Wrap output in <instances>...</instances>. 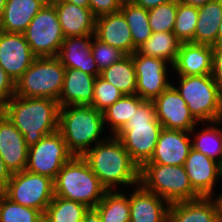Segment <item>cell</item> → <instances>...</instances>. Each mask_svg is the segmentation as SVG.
<instances>
[{
    "instance_id": "cell-5",
    "label": "cell",
    "mask_w": 222,
    "mask_h": 222,
    "mask_svg": "<svg viewBox=\"0 0 222 222\" xmlns=\"http://www.w3.org/2000/svg\"><path fill=\"white\" fill-rule=\"evenodd\" d=\"M107 190L82 156H73L54 180V195L94 208Z\"/></svg>"
},
{
    "instance_id": "cell-9",
    "label": "cell",
    "mask_w": 222,
    "mask_h": 222,
    "mask_svg": "<svg viewBox=\"0 0 222 222\" xmlns=\"http://www.w3.org/2000/svg\"><path fill=\"white\" fill-rule=\"evenodd\" d=\"M23 35L36 57H57L65 36L50 0L31 20Z\"/></svg>"
},
{
    "instance_id": "cell-47",
    "label": "cell",
    "mask_w": 222,
    "mask_h": 222,
    "mask_svg": "<svg viewBox=\"0 0 222 222\" xmlns=\"http://www.w3.org/2000/svg\"><path fill=\"white\" fill-rule=\"evenodd\" d=\"M50 1L69 2V3L77 5L78 7L90 8V4L88 0H50Z\"/></svg>"
},
{
    "instance_id": "cell-28",
    "label": "cell",
    "mask_w": 222,
    "mask_h": 222,
    "mask_svg": "<svg viewBox=\"0 0 222 222\" xmlns=\"http://www.w3.org/2000/svg\"><path fill=\"white\" fill-rule=\"evenodd\" d=\"M120 12L124 15L133 39V54L151 35L148 10L135 5L130 0H123Z\"/></svg>"
},
{
    "instance_id": "cell-27",
    "label": "cell",
    "mask_w": 222,
    "mask_h": 222,
    "mask_svg": "<svg viewBox=\"0 0 222 222\" xmlns=\"http://www.w3.org/2000/svg\"><path fill=\"white\" fill-rule=\"evenodd\" d=\"M181 42L173 32L152 33V35L136 50L144 56L161 58L174 65Z\"/></svg>"
},
{
    "instance_id": "cell-29",
    "label": "cell",
    "mask_w": 222,
    "mask_h": 222,
    "mask_svg": "<svg viewBox=\"0 0 222 222\" xmlns=\"http://www.w3.org/2000/svg\"><path fill=\"white\" fill-rule=\"evenodd\" d=\"M100 76L113 84L124 95L136 94V73L133 54L126 55L120 61L101 71Z\"/></svg>"
},
{
    "instance_id": "cell-48",
    "label": "cell",
    "mask_w": 222,
    "mask_h": 222,
    "mask_svg": "<svg viewBox=\"0 0 222 222\" xmlns=\"http://www.w3.org/2000/svg\"><path fill=\"white\" fill-rule=\"evenodd\" d=\"M217 45H222V20H221L220 26L218 28Z\"/></svg>"
},
{
    "instance_id": "cell-32",
    "label": "cell",
    "mask_w": 222,
    "mask_h": 222,
    "mask_svg": "<svg viewBox=\"0 0 222 222\" xmlns=\"http://www.w3.org/2000/svg\"><path fill=\"white\" fill-rule=\"evenodd\" d=\"M143 101L137 94L123 95L102 112L104 123H110L113 135H116L124 127Z\"/></svg>"
},
{
    "instance_id": "cell-41",
    "label": "cell",
    "mask_w": 222,
    "mask_h": 222,
    "mask_svg": "<svg viewBox=\"0 0 222 222\" xmlns=\"http://www.w3.org/2000/svg\"><path fill=\"white\" fill-rule=\"evenodd\" d=\"M212 77L222 97V45L212 46Z\"/></svg>"
},
{
    "instance_id": "cell-21",
    "label": "cell",
    "mask_w": 222,
    "mask_h": 222,
    "mask_svg": "<svg viewBox=\"0 0 222 222\" xmlns=\"http://www.w3.org/2000/svg\"><path fill=\"white\" fill-rule=\"evenodd\" d=\"M51 2L55 5L65 38L95 34L96 17L90 8L69 2Z\"/></svg>"
},
{
    "instance_id": "cell-12",
    "label": "cell",
    "mask_w": 222,
    "mask_h": 222,
    "mask_svg": "<svg viewBox=\"0 0 222 222\" xmlns=\"http://www.w3.org/2000/svg\"><path fill=\"white\" fill-rule=\"evenodd\" d=\"M136 73V94L146 101H154L172 84L167 81L168 64L161 58L133 54Z\"/></svg>"
},
{
    "instance_id": "cell-16",
    "label": "cell",
    "mask_w": 222,
    "mask_h": 222,
    "mask_svg": "<svg viewBox=\"0 0 222 222\" xmlns=\"http://www.w3.org/2000/svg\"><path fill=\"white\" fill-rule=\"evenodd\" d=\"M193 189L201 197H211L217 178L222 179V166L203 153L191 148L184 164Z\"/></svg>"
},
{
    "instance_id": "cell-4",
    "label": "cell",
    "mask_w": 222,
    "mask_h": 222,
    "mask_svg": "<svg viewBox=\"0 0 222 222\" xmlns=\"http://www.w3.org/2000/svg\"><path fill=\"white\" fill-rule=\"evenodd\" d=\"M162 129L156 118L153 101L144 100L115 136L122 142L131 159L141 168L151 159Z\"/></svg>"
},
{
    "instance_id": "cell-14",
    "label": "cell",
    "mask_w": 222,
    "mask_h": 222,
    "mask_svg": "<svg viewBox=\"0 0 222 222\" xmlns=\"http://www.w3.org/2000/svg\"><path fill=\"white\" fill-rule=\"evenodd\" d=\"M35 58L23 33L0 30V65L14 83L31 66Z\"/></svg>"
},
{
    "instance_id": "cell-25",
    "label": "cell",
    "mask_w": 222,
    "mask_h": 222,
    "mask_svg": "<svg viewBox=\"0 0 222 222\" xmlns=\"http://www.w3.org/2000/svg\"><path fill=\"white\" fill-rule=\"evenodd\" d=\"M216 219V208L211 197H199L169 205L168 222H215Z\"/></svg>"
},
{
    "instance_id": "cell-13",
    "label": "cell",
    "mask_w": 222,
    "mask_h": 222,
    "mask_svg": "<svg viewBox=\"0 0 222 222\" xmlns=\"http://www.w3.org/2000/svg\"><path fill=\"white\" fill-rule=\"evenodd\" d=\"M153 104L156 107V118L163 128L191 132L198 122L173 85L164 90Z\"/></svg>"
},
{
    "instance_id": "cell-22",
    "label": "cell",
    "mask_w": 222,
    "mask_h": 222,
    "mask_svg": "<svg viewBox=\"0 0 222 222\" xmlns=\"http://www.w3.org/2000/svg\"><path fill=\"white\" fill-rule=\"evenodd\" d=\"M99 40L133 54V39L124 15L119 11L96 18L95 34Z\"/></svg>"
},
{
    "instance_id": "cell-6",
    "label": "cell",
    "mask_w": 222,
    "mask_h": 222,
    "mask_svg": "<svg viewBox=\"0 0 222 222\" xmlns=\"http://www.w3.org/2000/svg\"><path fill=\"white\" fill-rule=\"evenodd\" d=\"M140 184L169 204L201 197L193 189L184 165L145 163L140 168Z\"/></svg>"
},
{
    "instance_id": "cell-50",
    "label": "cell",
    "mask_w": 222,
    "mask_h": 222,
    "mask_svg": "<svg viewBox=\"0 0 222 222\" xmlns=\"http://www.w3.org/2000/svg\"><path fill=\"white\" fill-rule=\"evenodd\" d=\"M215 222H222V220L219 219V218H217V219L215 220Z\"/></svg>"
},
{
    "instance_id": "cell-42",
    "label": "cell",
    "mask_w": 222,
    "mask_h": 222,
    "mask_svg": "<svg viewBox=\"0 0 222 222\" xmlns=\"http://www.w3.org/2000/svg\"><path fill=\"white\" fill-rule=\"evenodd\" d=\"M12 173L11 171L6 167L5 162L0 156V192L2 193L7 185L9 180L11 179Z\"/></svg>"
},
{
    "instance_id": "cell-34",
    "label": "cell",
    "mask_w": 222,
    "mask_h": 222,
    "mask_svg": "<svg viewBox=\"0 0 222 222\" xmlns=\"http://www.w3.org/2000/svg\"><path fill=\"white\" fill-rule=\"evenodd\" d=\"M198 8L177 0V13L173 33L181 43H194Z\"/></svg>"
},
{
    "instance_id": "cell-43",
    "label": "cell",
    "mask_w": 222,
    "mask_h": 222,
    "mask_svg": "<svg viewBox=\"0 0 222 222\" xmlns=\"http://www.w3.org/2000/svg\"><path fill=\"white\" fill-rule=\"evenodd\" d=\"M130 1H132L137 6L149 10L151 8L159 6L160 4L167 3L171 0H130Z\"/></svg>"
},
{
    "instance_id": "cell-31",
    "label": "cell",
    "mask_w": 222,
    "mask_h": 222,
    "mask_svg": "<svg viewBox=\"0 0 222 222\" xmlns=\"http://www.w3.org/2000/svg\"><path fill=\"white\" fill-rule=\"evenodd\" d=\"M89 210L85 204L54 195L43 215L44 222H82Z\"/></svg>"
},
{
    "instance_id": "cell-46",
    "label": "cell",
    "mask_w": 222,
    "mask_h": 222,
    "mask_svg": "<svg viewBox=\"0 0 222 222\" xmlns=\"http://www.w3.org/2000/svg\"><path fill=\"white\" fill-rule=\"evenodd\" d=\"M216 208L217 218L222 220V193L216 199H212Z\"/></svg>"
},
{
    "instance_id": "cell-3",
    "label": "cell",
    "mask_w": 222,
    "mask_h": 222,
    "mask_svg": "<svg viewBox=\"0 0 222 222\" xmlns=\"http://www.w3.org/2000/svg\"><path fill=\"white\" fill-rule=\"evenodd\" d=\"M104 125L103 113L91 105L60 107L58 131L73 156H83L90 149V144L106 140H98Z\"/></svg>"
},
{
    "instance_id": "cell-26",
    "label": "cell",
    "mask_w": 222,
    "mask_h": 222,
    "mask_svg": "<svg viewBox=\"0 0 222 222\" xmlns=\"http://www.w3.org/2000/svg\"><path fill=\"white\" fill-rule=\"evenodd\" d=\"M222 20V0H213L198 8V21L194 44L217 45V35Z\"/></svg>"
},
{
    "instance_id": "cell-18",
    "label": "cell",
    "mask_w": 222,
    "mask_h": 222,
    "mask_svg": "<svg viewBox=\"0 0 222 222\" xmlns=\"http://www.w3.org/2000/svg\"><path fill=\"white\" fill-rule=\"evenodd\" d=\"M94 34L86 36L67 37L62 42L57 58L65 68L79 69L92 76H99L91 50V38Z\"/></svg>"
},
{
    "instance_id": "cell-30",
    "label": "cell",
    "mask_w": 222,
    "mask_h": 222,
    "mask_svg": "<svg viewBox=\"0 0 222 222\" xmlns=\"http://www.w3.org/2000/svg\"><path fill=\"white\" fill-rule=\"evenodd\" d=\"M102 222H130L129 197L115 190L106 191L94 207Z\"/></svg>"
},
{
    "instance_id": "cell-39",
    "label": "cell",
    "mask_w": 222,
    "mask_h": 222,
    "mask_svg": "<svg viewBox=\"0 0 222 222\" xmlns=\"http://www.w3.org/2000/svg\"><path fill=\"white\" fill-rule=\"evenodd\" d=\"M15 95V83L0 65V112H2L8 101Z\"/></svg>"
},
{
    "instance_id": "cell-49",
    "label": "cell",
    "mask_w": 222,
    "mask_h": 222,
    "mask_svg": "<svg viewBox=\"0 0 222 222\" xmlns=\"http://www.w3.org/2000/svg\"><path fill=\"white\" fill-rule=\"evenodd\" d=\"M7 0H0V21L5 9V5H6Z\"/></svg>"
},
{
    "instance_id": "cell-36",
    "label": "cell",
    "mask_w": 222,
    "mask_h": 222,
    "mask_svg": "<svg viewBox=\"0 0 222 222\" xmlns=\"http://www.w3.org/2000/svg\"><path fill=\"white\" fill-rule=\"evenodd\" d=\"M177 13V0H171L148 10L149 25L153 33L173 32Z\"/></svg>"
},
{
    "instance_id": "cell-33",
    "label": "cell",
    "mask_w": 222,
    "mask_h": 222,
    "mask_svg": "<svg viewBox=\"0 0 222 222\" xmlns=\"http://www.w3.org/2000/svg\"><path fill=\"white\" fill-rule=\"evenodd\" d=\"M212 125L207 126L194 136L192 148L203 153L210 159L218 162L222 166V128H216L214 125H222V120L211 122Z\"/></svg>"
},
{
    "instance_id": "cell-20",
    "label": "cell",
    "mask_w": 222,
    "mask_h": 222,
    "mask_svg": "<svg viewBox=\"0 0 222 222\" xmlns=\"http://www.w3.org/2000/svg\"><path fill=\"white\" fill-rule=\"evenodd\" d=\"M172 69L179 76H200L212 72V46L207 44L181 43Z\"/></svg>"
},
{
    "instance_id": "cell-10",
    "label": "cell",
    "mask_w": 222,
    "mask_h": 222,
    "mask_svg": "<svg viewBox=\"0 0 222 222\" xmlns=\"http://www.w3.org/2000/svg\"><path fill=\"white\" fill-rule=\"evenodd\" d=\"M12 202L39 210L43 215L54 198V180L26 170L12 173L2 192Z\"/></svg>"
},
{
    "instance_id": "cell-19",
    "label": "cell",
    "mask_w": 222,
    "mask_h": 222,
    "mask_svg": "<svg viewBox=\"0 0 222 222\" xmlns=\"http://www.w3.org/2000/svg\"><path fill=\"white\" fill-rule=\"evenodd\" d=\"M140 185V186H139ZM129 197L130 222H168L169 203L141 184ZM164 202L167 207L164 206Z\"/></svg>"
},
{
    "instance_id": "cell-44",
    "label": "cell",
    "mask_w": 222,
    "mask_h": 222,
    "mask_svg": "<svg viewBox=\"0 0 222 222\" xmlns=\"http://www.w3.org/2000/svg\"><path fill=\"white\" fill-rule=\"evenodd\" d=\"M82 222H102V220L94 208H89V210L84 214Z\"/></svg>"
},
{
    "instance_id": "cell-37",
    "label": "cell",
    "mask_w": 222,
    "mask_h": 222,
    "mask_svg": "<svg viewBox=\"0 0 222 222\" xmlns=\"http://www.w3.org/2000/svg\"><path fill=\"white\" fill-rule=\"evenodd\" d=\"M93 90L94 96L91 106L100 112L106 110L124 95L118 88L100 75L95 79Z\"/></svg>"
},
{
    "instance_id": "cell-7",
    "label": "cell",
    "mask_w": 222,
    "mask_h": 222,
    "mask_svg": "<svg viewBox=\"0 0 222 222\" xmlns=\"http://www.w3.org/2000/svg\"><path fill=\"white\" fill-rule=\"evenodd\" d=\"M65 67L57 57H36L15 83V95L59 100Z\"/></svg>"
},
{
    "instance_id": "cell-38",
    "label": "cell",
    "mask_w": 222,
    "mask_h": 222,
    "mask_svg": "<svg viewBox=\"0 0 222 222\" xmlns=\"http://www.w3.org/2000/svg\"><path fill=\"white\" fill-rule=\"evenodd\" d=\"M92 39L94 40L91 44L92 55L100 72L126 56L119 48L99 40L95 35Z\"/></svg>"
},
{
    "instance_id": "cell-45",
    "label": "cell",
    "mask_w": 222,
    "mask_h": 222,
    "mask_svg": "<svg viewBox=\"0 0 222 222\" xmlns=\"http://www.w3.org/2000/svg\"><path fill=\"white\" fill-rule=\"evenodd\" d=\"M179 1L186 4V5L200 8V7L204 6L206 3L213 1V0H179Z\"/></svg>"
},
{
    "instance_id": "cell-17",
    "label": "cell",
    "mask_w": 222,
    "mask_h": 222,
    "mask_svg": "<svg viewBox=\"0 0 222 222\" xmlns=\"http://www.w3.org/2000/svg\"><path fill=\"white\" fill-rule=\"evenodd\" d=\"M28 150L23 134L0 112V156L11 173L26 169Z\"/></svg>"
},
{
    "instance_id": "cell-2",
    "label": "cell",
    "mask_w": 222,
    "mask_h": 222,
    "mask_svg": "<svg viewBox=\"0 0 222 222\" xmlns=\"http://www.w3.org/2000/svg\"><path fill=\"white\" fill-rule=\"evenodd\" d=\"M82 157L107 191L117 184H140V167L115 135L90 147Z\"/></svg>"
},
{
    "instance_id": "cell-23",
    "label": "cell",
    "mask_w": 222,
    "mask_h": 222,
    "mask_svg": "<svg viewBox=\"0 0 222 222\" xmlns=\"http://www.w3.org/2000/svg\"><path fill=\"white\" fill-rule=\"evenodd\" d=\"M95 79V76L84 73L79 69L66 68L63 87L58 100L60 107L91 105Z\"/></svg>"
},
{
    "instance_id": "cell-15",
    "label": "cell",
    "mask_w": 222,
    "mask_h": 222,
    "mask_svg": "<svg viewBox=\"0 0 222 222\" xmlns=\"http://www.w3.org/2000/svg\"><path fill=\"white\" fill-rule=\"evenodd\" d=\"M193 131L194 129L191 132H187L163 128L154 153L146 163L184 165L192 148V140L189 139L188 135H191Z\"/></svg>"
},
{
    "instance_id": "cell-35",
    "label": "cell",
    "mask_w": 222,
    "mask_h": 222,
    "mask_svg": "<svg viewBox=\"0 0 222 222\" xmlns=\"http://www.w3.org/2000/svg\"><path fill=\"white\" fill-rule=\"evenodd\" d=\"M0 222H43V214L37 209L14 203L0 193Z\"/></svg>"
},
{
    "instance_id": "cell-11",
    "label": "cell",
    "mask_w": 222,
    "mask_h": 222,
    "mask_svg": "<svg viewBox=\"0 0 222 222\" xmlns=\"http://www.w3.org/2000/svg\"><path fill=\"white\" fill-rule=\"evenodd\" d=\"M72 157L62 134L56 131L29 147L25 170L55 180L62 166Z\"/></svg>"
},
{
    "instance_id": "cell-1",
    "label": "cell",
    "mask_w": 222,
    "mask_h": 222,
    "mask_svg": "<svg viewBox=\"0 0 222 222\" xmlns=\"http://www.w3.org/2000/svg\"><path fill=\"white\" fill-rule=\"evenodd\" d=\"M59 111L60 105L54 99L14 95L2 113L23 134L30 147L58 131Z\"/></svg>"
},
{
    "instance_id": "cell-40",
    "label": "cell",
    "mask_w": 222,
    "mask_h": 222,
    "mask_svg": "<svg viewBox=\"0 0 222 222\" xmlns=\"http://www.w3.org/2000/svg\"><path fill=\"white\" fill-rule=\"evenodd\" d=\"M95 17L113 14L120 11L123 0H88Z\"/></svg>"
},
{
    "instance_id": "cell-24",
    "label": "cell",
    "mask_w": 222,
    "mask_h": 222,
    "mask_svg": "<svg viewBox=\"0 0 222 222\" xmlns=\"http://www.w3.org/2000/svg\"><path fill=\"white\" fill-rule=\"evenodd\" d=\"M49 0H7L0 21L3 32L23 33Z\"/></svg>"
},
{
    "instance_id": "cell-8",
    "label": "cell",
    "mask_w": 222,
    "mask_h": 222,
    "mask_svg": "<svg viewBox=\"0 0 222 222\" xmlns=\"http://www.w3.org/2000/svg\"><path fill=\"white\" fill-rule=\"evenodd\" d=\"M179 80V87H173L197 121L209 123L222 120V97L211 74L180 76Z\"/></svg>"
}]
</instances>
